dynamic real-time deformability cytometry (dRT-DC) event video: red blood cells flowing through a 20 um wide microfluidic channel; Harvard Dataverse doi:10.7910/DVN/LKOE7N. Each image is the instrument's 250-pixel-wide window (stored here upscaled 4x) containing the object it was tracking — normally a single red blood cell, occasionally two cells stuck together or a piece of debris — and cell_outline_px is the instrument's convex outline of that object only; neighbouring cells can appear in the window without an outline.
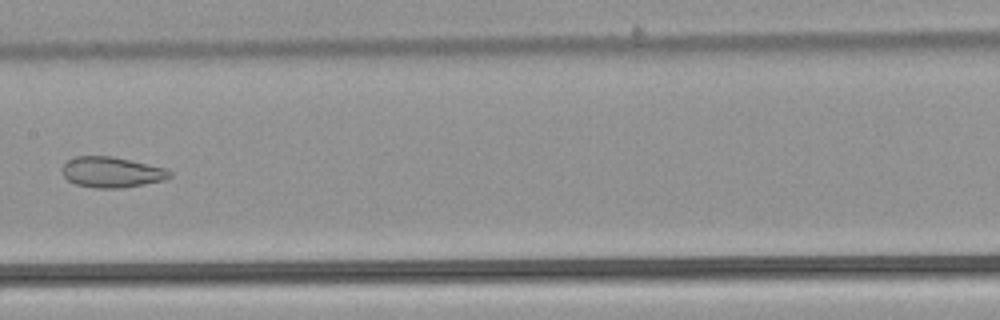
{"species": "common noctule bat (a hibernating species)", "species_latin": "Nyctalus noctula", "temperature_condition": "warm", "stored_images_in_passage": 7, "camera_frame_rate_fps": 3000, "um_per_image_px": 0.085, "animal": {"sex": "male", "body_mass_g": 21.5, "forearm_length_mm": 52.0}, "frame": {"image": 1, "passage_image": 7, "time_ms": 2.0, "image_size_px": [1000, 320], "cell_outline_px": [[172, 176], [164, 180], [144, 184], [120, 188], [96, 188], [76, 184], [68, 180], [64, 176], [64, 160], [76, 156], [112, 156], [164, 168], [172, 172]], "centroid_in_image_um": [9.48, 14.63], "position_along_channel_um": 197.9, "area_um2": 19.02}}